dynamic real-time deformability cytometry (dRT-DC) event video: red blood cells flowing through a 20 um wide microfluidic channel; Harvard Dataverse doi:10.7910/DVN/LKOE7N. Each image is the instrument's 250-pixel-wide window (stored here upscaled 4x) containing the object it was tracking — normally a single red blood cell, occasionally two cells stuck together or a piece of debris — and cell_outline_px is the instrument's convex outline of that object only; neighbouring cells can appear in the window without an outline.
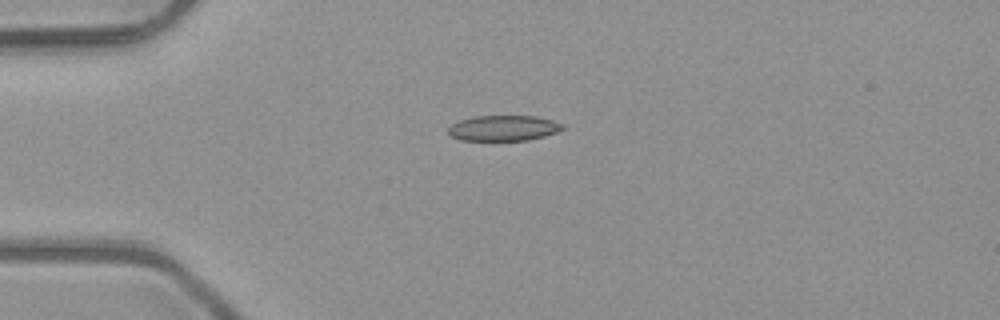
{"species": "common noctule bat (a hibernating species)", "species_latin": "Nyctalus noctula", "temperature_condition": "room temperature", "stored_images_in_passage": 3, "camera_frame_rate_fps": 3000, "um_per_image_px": 0.085, "animal": {"sex": "male", "body_mass_g": 23.1, "forearm_length_mm": 52.7}, "frame": {"image": 1, "passage_image": 1, "time_ms": 0.0, "image_size_px": [1000, 320], "cell_outline_px": [[564, 128], [556, 132], [544, 136], [528, 140], [460, 140], [448, 136], [448, 128], [452, 124], [460, 120], [476, 116], [536, 116], [552, 120], [564, 124]], "centroid_in_image_um": [42.78, 10.89], "position_along_channel_um": 42.2, "area_um2": 16.99}}
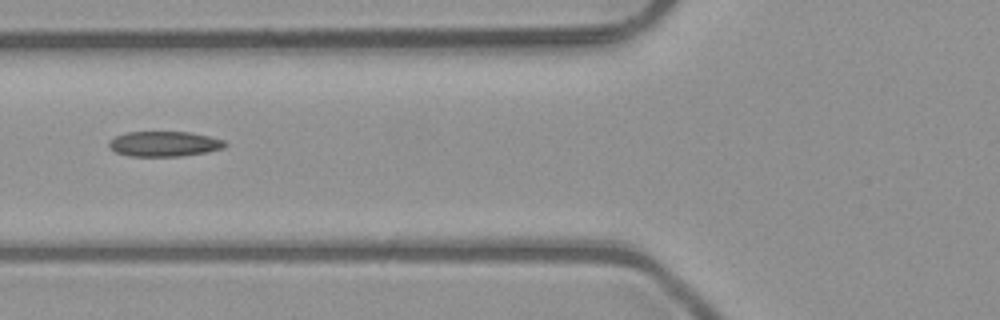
{"frame": {"image": 2, "passage_image": 3, "time_ms": 0.667, "image_size_px": [1000, 320], "cell_outline_px": [[228, 144], [224, 148], [208, 152], [180, 156], [132, 156], [116, 152], [108, 144], [108, 140], [116, 136], [128, 132], [192, 132], [224, 140]], "centroid_in_image_um": [14.0, 12.23], "position_along_channel_um": 111.8, "area_um2": 16.99}}